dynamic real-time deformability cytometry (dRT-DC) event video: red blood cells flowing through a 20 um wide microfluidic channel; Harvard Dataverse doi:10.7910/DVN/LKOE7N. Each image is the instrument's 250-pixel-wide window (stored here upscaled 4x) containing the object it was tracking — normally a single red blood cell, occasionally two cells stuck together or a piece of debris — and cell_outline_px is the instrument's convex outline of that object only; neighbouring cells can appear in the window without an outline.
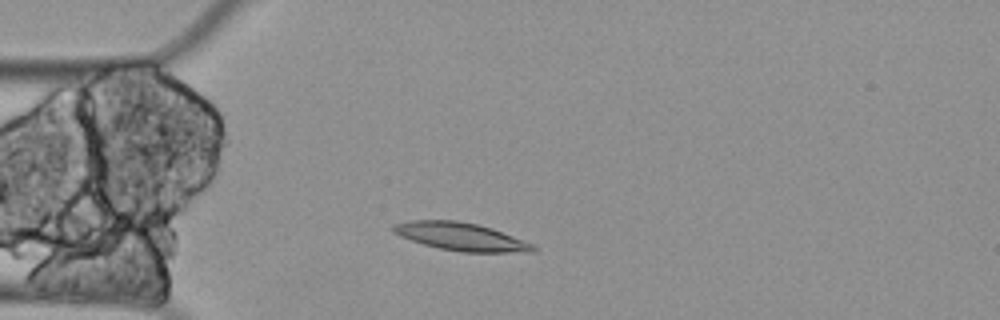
{"species": "Egyptian fruit bat (a non-hibernating species)", "species_latin": "Rousettus aegyptiacus", "temperature_condition": "cold", "stored_images_in_passage": 17, "camera_frame_rate_fps": 3000, "um_per_image_px": 0.085, "animal": {"sex": "female"}, "frame": {"image": 1, "passage_image": 10, "time_ms": 3.0, "image_size_px": [1000, 320], "cell_outline_px": [[540, 248], [536, 252], [460, 252], [440, 248], [424, 244], [400, 236], [392, 232], [392, 224], [408, 220], [456, 220], [480, 224], [492, 228], [532, 244]], "centroid_in_image_um": [39.18, 20.1], "position_along_channel_um": 45.8, "area_um2": 22.83}}
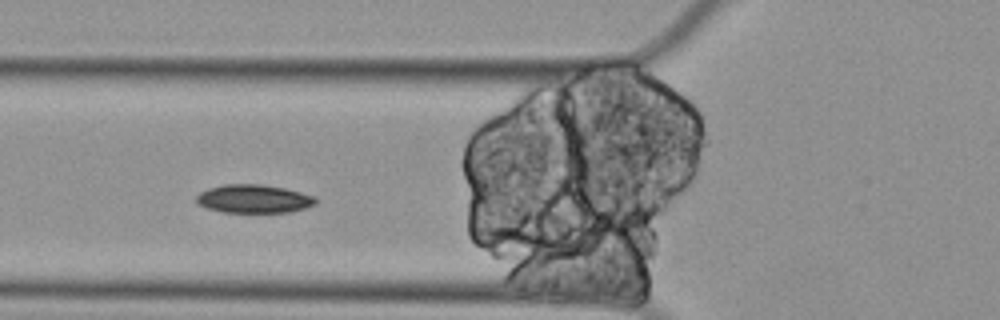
{"frame": {"image": 2, "passage_image": 16, "time_ms": 5.0, "image_size_px": [1000, 320], "cell_outline_px": [[316, 204], [304, 208], [288, 212], [224, 212], [208, 208], [196, 204], [196, 196], [200, 192], [208, 188], [224, 184], [260, 184], [284, 188], [316, 196]], "centroid_in_image_um": [21.55, 16.89], "position_along_channel_um": 104.2, "area_um2": 19.71}}